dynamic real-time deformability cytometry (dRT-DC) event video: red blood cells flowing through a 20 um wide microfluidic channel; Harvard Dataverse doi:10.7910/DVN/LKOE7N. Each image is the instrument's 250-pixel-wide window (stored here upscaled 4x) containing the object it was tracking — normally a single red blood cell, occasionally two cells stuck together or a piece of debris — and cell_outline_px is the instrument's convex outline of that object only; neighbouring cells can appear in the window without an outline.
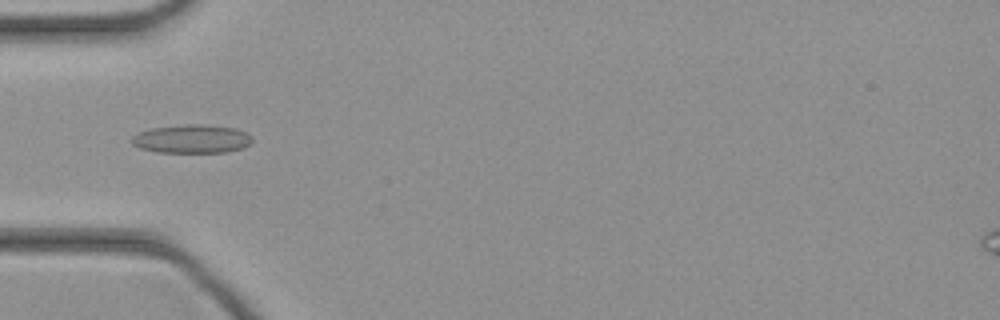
{"species": "common noctule bat (a hibernating species)", "species_latin": "Nyctalus noctula", "temperature_condition": "cold", "stored_images_in_passage": 34, "camera_frame_rate_fps": 3000, "um_per_image_px": 0.085, "animal": {"sex": "female", "body_mass_g": 21.9}, "frame": {"image": 1, "passage_image": 3, "time_ms": 0.667, "image_size_px": [1000, 320], "cell_outline_px": [[252, 144], [244, 148], [228, 152], [156, 152], [140, 148], [132, 144], [128, 140], [132, 136], [140, 132], [152, 128], [184, 124], [204, 124], [236, 128], [248, 132], [252, 136]], "centroid_in_image_um": [16.34, 11.8], "position_along_channel_um": 68.7, "area_um2": 20.4}}
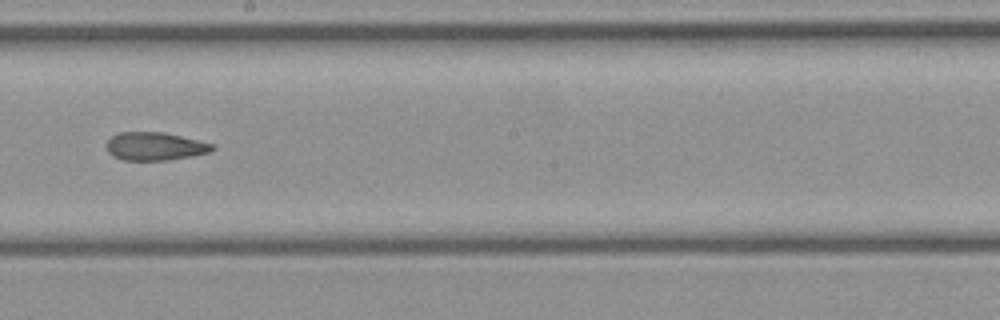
{"frame": {"image": 2, "passage_image": 14, "time_ms": 4.333, "image_size_px": [1000, 320], "cell_outline_px": [[216, 148], [212, 152], [192, 156], [168, 160], [124, 160], [112, 156], [108, 152], [108, 140], [112, 136], [120, 132], [164, 132], [212, 144]], "centroid_in_image_um": [13.18, 12.44], "position_along_channel_um": 235.0, "area_um2": 17.22}}
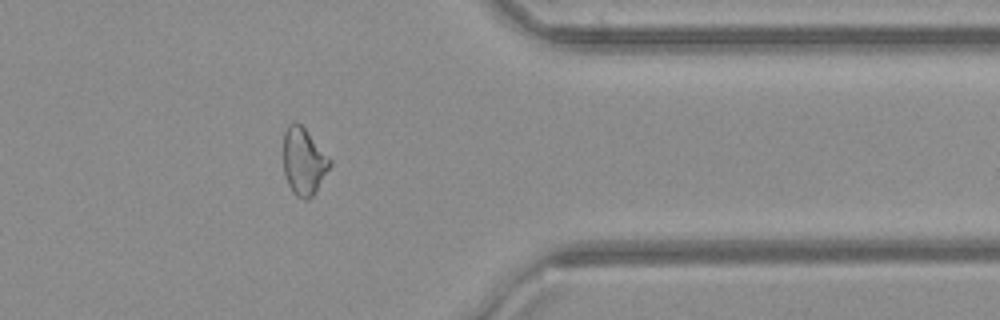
{"frame": {"image": 3, "passage_image": 25, "time_ms": 8.0, "image_size_px": [1000, 320], "cell_outline_px": [[332, 164], [316, 192], [308, 200], [304, 200], [296, 196], [292, 192], [288, 184], [284, 172], [284, 132], [288, 124], [292, 120], [296, 120], [304, 128], [332, 160]], "centroid_in_image_um": [25.82, 13.73], "position_along_channel_um": 385.6, "area_um2": 18.32}}